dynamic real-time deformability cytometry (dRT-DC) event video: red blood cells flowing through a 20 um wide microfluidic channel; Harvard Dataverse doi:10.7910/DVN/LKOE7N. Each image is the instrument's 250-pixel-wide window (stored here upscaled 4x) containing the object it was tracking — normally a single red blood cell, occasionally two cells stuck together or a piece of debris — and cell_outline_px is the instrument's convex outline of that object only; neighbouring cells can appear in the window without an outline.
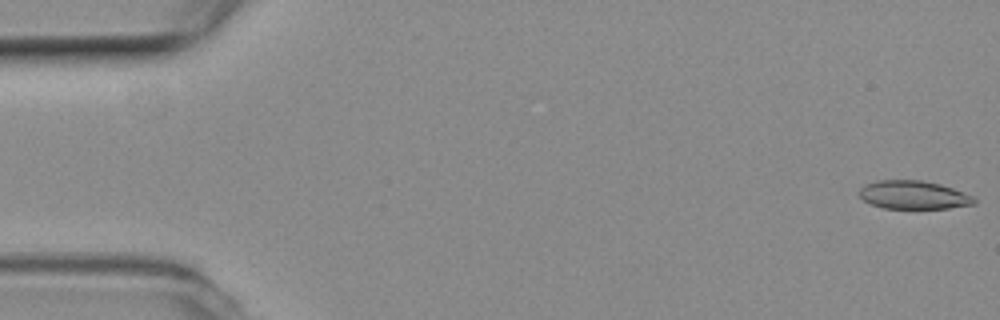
{"species": "common noctule bat (a hibernating species)", "species_latin": "Nyctalus noctula", "temperature_condition": "room temperature", "stored_images_in_passage": 54, "camera_frame_rate_fps": 3000, "um_per_image_px": 0.085, "animal": {"sex": "female", "body_mass_g": 19.3, "forearm_length_mm": 54.1}, "frame": {"image": 1, "passage_image": 1, "time_ms": 0.0, "image_size_px": [1000, 320], "cell_outline_px": [[976, 204], [948, 208], [884, 208], [872, 204], [864, 200], [860, 196], [860, 188], [864, 184], [876, 180], [920, 180], [940, 184], [952, 188], [972, 196], [976, 200]], "centroid_in_image_um": [77.64, 16.56], "position_along_channel_um": 7.4, "area_um2": 18.84}}
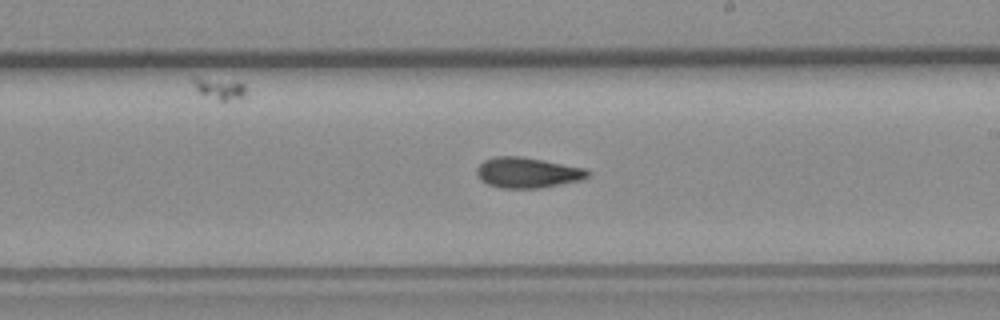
{"frame": {"image": 2, "passage_image": 31, "time_ms": 10.0, "image_size_px": [1000, 320], "cell_outline_px": [[592, 172], [588, 176], [580, 180], [540, 188], [500, 188], [488, 184], [480, 180], [476, 172], [476, 168], [484, 160], [496, 156], [520, 156], [544, 160], [584, 168]], "centroid_in_image_um": [44.81, 14.67], "position_along_channel_um": 244.2, "area_um2": 19.71}}
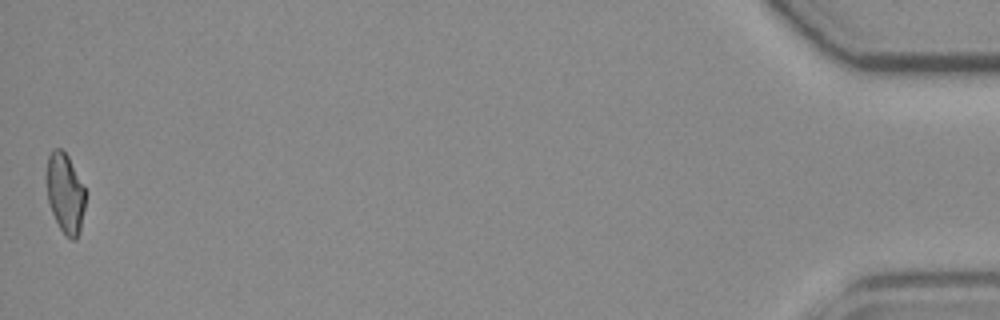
{"frame": {"image": 3, "passage_image": 54, "time_ms": 17.667, "image_size_px": [1000, 320], "cell_outline_px": [[84, 208], [80, 232], [76, 240], [72, 240], [64, 236], [52, 212], [48, 200], [44, 176], [44, 172], [48, 156], [52, 148], [60, 148], [68, 156], [84, 188]], "centroid_in_image_um": [5.49, 16.41], "position_along_channel_um": 429.7, "area_um2": 18.32}, "authors_computed_cell_mechanics": {"area_um2": 19.5075, "velocity_mm_per_s": 3.7683, "shape_relaxation_time_tau1_ms": null, "shape_relaxation_time_tau2_ms": 4.617, "deformation_change_tau1": null, "deformation_change_tau2": 0.1238}}